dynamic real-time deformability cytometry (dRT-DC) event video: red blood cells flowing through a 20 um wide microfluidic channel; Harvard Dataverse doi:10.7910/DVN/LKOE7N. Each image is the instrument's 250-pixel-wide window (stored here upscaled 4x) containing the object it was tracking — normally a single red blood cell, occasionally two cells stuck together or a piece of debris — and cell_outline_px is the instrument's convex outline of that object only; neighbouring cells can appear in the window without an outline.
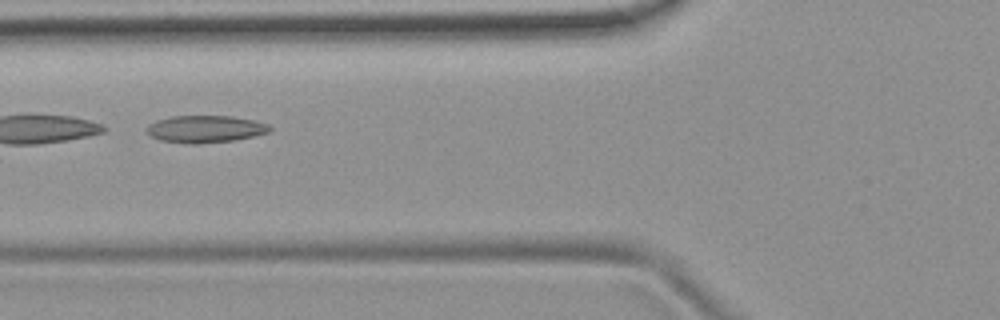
{"species": "common noctule bat (a hibernating species)", "species_latin": "Nyctalus noctula", "temperature_condition": "room temperature", "stored_images_in_passage": 6, "camera_frame_rate_fps": 3000, "um_per_image_px": 0.085, "animal": {"sex": "female", "body_mass_g": 19.9}, "frame": {"image": 1, "passage_image": 4, "time_ms": 3.333, "image_size_px": [1000, 320], "cell_outline_px": [[272, 128], [268, 132], [236, 140], [200, 144], [188, 144], [160, 140], [148, 136], [148, 124], [156, 120], [172, 116], [232, 116], [252, 120], [268, 124]], "centroid_in_image_um": [17.42, 10.97], "position_along_channel_um": 108.4, "area_um2": 19.54}}
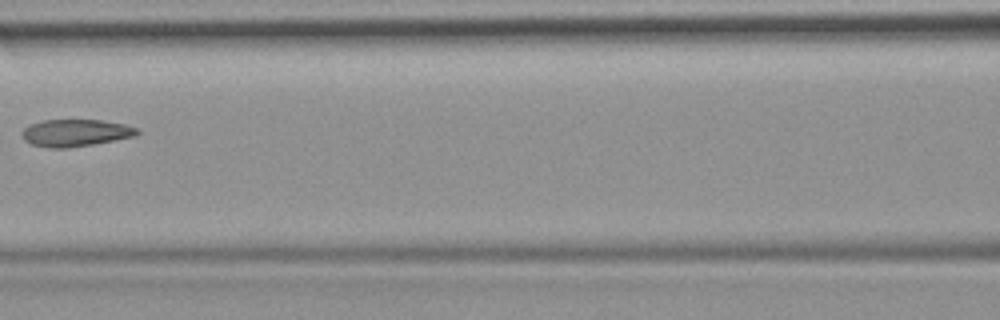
{"frame": {"image": 2, "passage_image": 5, "time_ms": 4.667, "image_size_px": [1000, 320], "cell_outline_px": [[140, 132], [136, 136], [92, 144], [68, 148], [48, 148], [32, 144], [24, 140], [20, 132], [28, 124], [44, 120], [100, 120], [124, 124], [140, 128]], "centroid_in_image_um": [6.41, 11.29], "position_along_channel_um": 160.2, "area_um2": 18.32}}
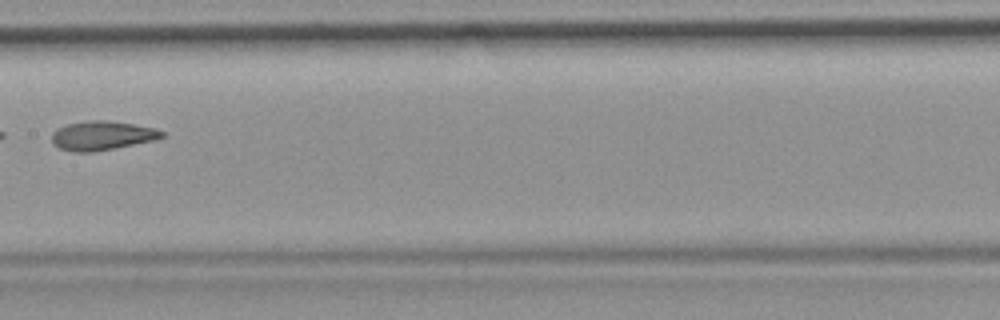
{"frame": {"image": 3, "passage_image": 6, "time_ms": 5.667, "image_size_px": [1000, 320], "cell_outline_px": [[164, 136], [152, 140], [92, 152], [76, 152], [60, 148], [52, 144], [52, 132], [56, 128], [68, 124], [88, 120], [104, 120], [132, 124], [152, 128], [164, 132]], "centroid_in_image_um": [8.59, 11.52], "position_along_channel_um": 198.8, "area_um2": 18.26}}